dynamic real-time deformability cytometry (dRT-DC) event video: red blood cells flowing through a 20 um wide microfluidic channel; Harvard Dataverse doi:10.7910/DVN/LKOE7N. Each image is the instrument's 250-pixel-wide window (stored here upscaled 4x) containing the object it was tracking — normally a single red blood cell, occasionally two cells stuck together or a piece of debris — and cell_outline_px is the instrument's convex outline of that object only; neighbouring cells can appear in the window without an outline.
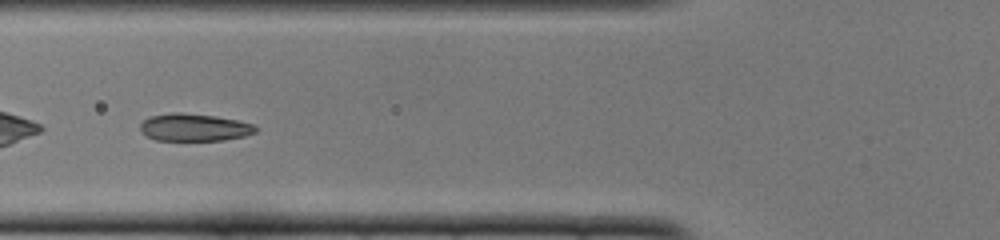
{"species": "common noctule bat (a hibernating species)", "species_latin": "Nyctalus noctula", "temperature_condition": "cold", "stored_images_in_passage": 48, "camera_frame_rate_fps": 3000, "um_per_image_px": 0.085, "animal": {"sex": "female", "body_mass_g": 22.0, "forearm_length_mm": 56.7}, "frame": {"image": 1, "passage_image": 17, "time_ms": 5.333, "image_size_px": [1000, 240], "cell_outline_px": [[256, 132], [244, 136], [224, 140], [156, 140], [148, 136], [140, 128], [140, 124], [148, 116], [172, 112], [180, 112], [216, 116], [256, 124]], "centroid_in_image_um": [16.52, 10.81], "position_along_channel_um": 109.3, "area_um2": 18.44}}
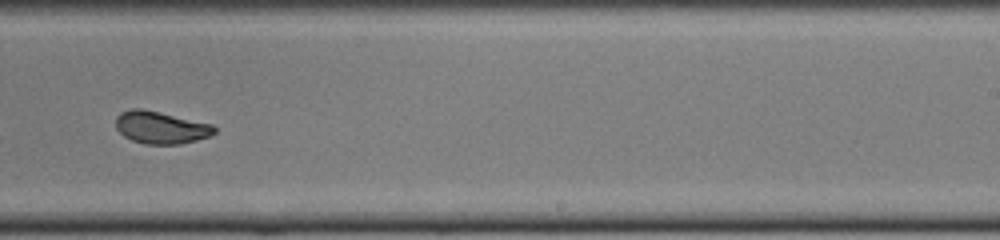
{"frame": {"image": 2, "passage_image": 30, "time_ms": 9.667, "image_size_px": [1000, 240], "cell_outline_px": [[216, 132], [212, 136], [180, 144], [144, 144], [132, 140], [124, 136], [116, 128], [116, 116], [120, 112], [132, 108], [140, 108], [160, 112], [212, 124], [216, 128]], "centroid_in_image_um": [13.67, 10.83], "position_along_channel_um": 275.3, "area_um2": 18.67}}
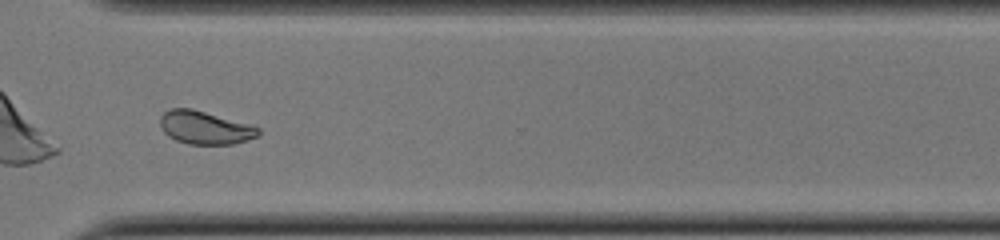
{"frame": {"image": 3, "passage_image": 36, "time_ms": 11.667, "image_size_px": [1000, 240], "cell_outline_px": [[260, 136], [232, 144], [188, 144], [176, 140], [168, 136], [164, 132], [160, 124], [160, 116], [164, 112], [172, 108], [192, 108], [252, 124], [260, 128]], "centroid_in_image_um": [17.45, 10.84], "position_along_channel_um": 353.2, "area_um2": 19.13}, "authors_computed_cell_mechanics": {"area_um2": 19.5075, "velocity_mm_per_s": 3.8431, "shape_relaxation_time_tau1_ms": 3.2181, "shape_relaxation_time_tau2_ms": 0.9677, "deformation_change_tau1": 0.1399, "deformation_change_tau2": 0.0467}}